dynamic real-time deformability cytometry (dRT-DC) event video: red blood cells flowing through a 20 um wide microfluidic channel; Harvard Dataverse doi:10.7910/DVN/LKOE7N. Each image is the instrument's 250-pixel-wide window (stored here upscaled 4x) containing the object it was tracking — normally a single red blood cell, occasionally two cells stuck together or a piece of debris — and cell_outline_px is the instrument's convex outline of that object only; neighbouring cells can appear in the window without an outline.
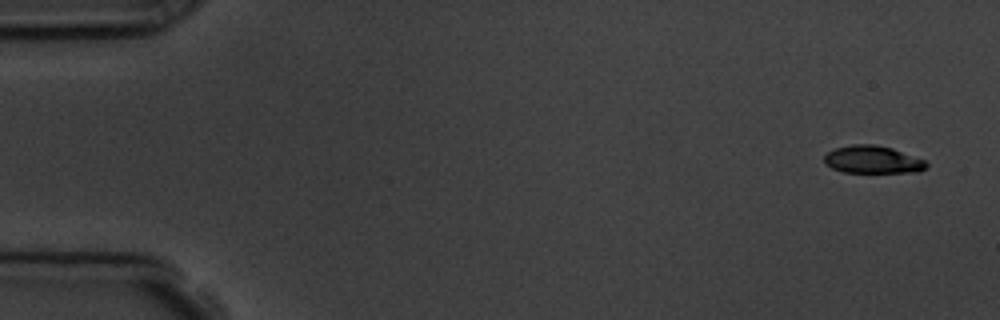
{"species": "common noctule bat (a hibernating species)", "species_latin": "Nyctalus noctula", "temperature_condition": "room temperature", "stored_images_in_passage": 3, "camera_frame_rate_fps": 3000, "um_per_image_px": 0.085, "animal": {"sex": "male", "body_mass_g": 19.5, "forearm_length_mm": 54.6}, "frame": {"image": 1, "passage_image": 1, "time_ms": 0.0, "image_size_px": [1000, 320], "cell_outline_px": [[928, 164], [920, 172], [844, 172], [832, 168], [824, 164], [824, 156], [828, 152], [836, 148], [852, 144], [872, 144], [892, 148], [924, 160]], "centroid_in_image_um": [74.15, 13.57], "position_along_channel_um": 10.9, "area_um2": 16.3}}